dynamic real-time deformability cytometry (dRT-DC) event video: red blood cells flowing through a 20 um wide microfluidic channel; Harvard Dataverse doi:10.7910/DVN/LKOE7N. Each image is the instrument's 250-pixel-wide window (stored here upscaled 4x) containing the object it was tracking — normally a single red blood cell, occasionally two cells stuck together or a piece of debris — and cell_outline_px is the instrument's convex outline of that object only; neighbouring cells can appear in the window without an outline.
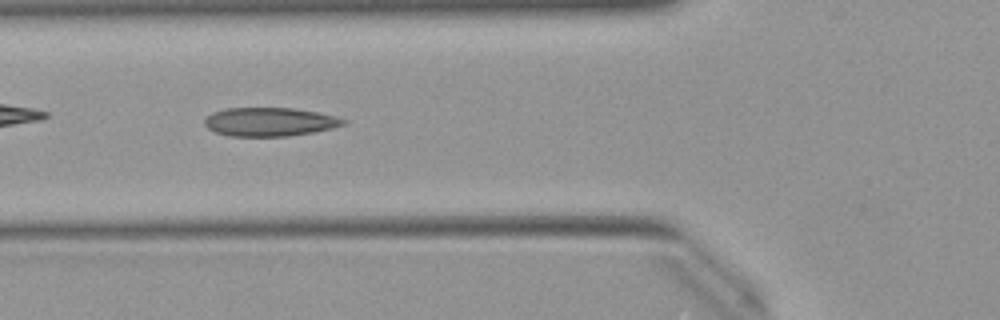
{"species": "Egyptian fruit bat (a non-hibernating species)", "species_latin": "Rousettus aegyptiacus", "temperature_condition": "warm", "stored_images_in_passage": 49, "camera_frame_rate_fps": 3000, "um_per_image_px": 0.085, "animal": {"sex": "female"}, "frame": {"image": 1, "passage_image": 17, "time_ms": 5.333, "image_size_px": [1000, 320], "cell_outline_px": [[348, 124], [332, 128], [312, 132], [288, 136], [228, 136], [216, 132], [208, 128], [204, 124], [204, 120], [212, 112], [224, 108], [292, 108], [320, 112], [336, 116], [348, 120]], "centroid_in_image_um": [22.95, 10.35], "position_along_channel_um": 102.8, "area_um2": 23.35}}
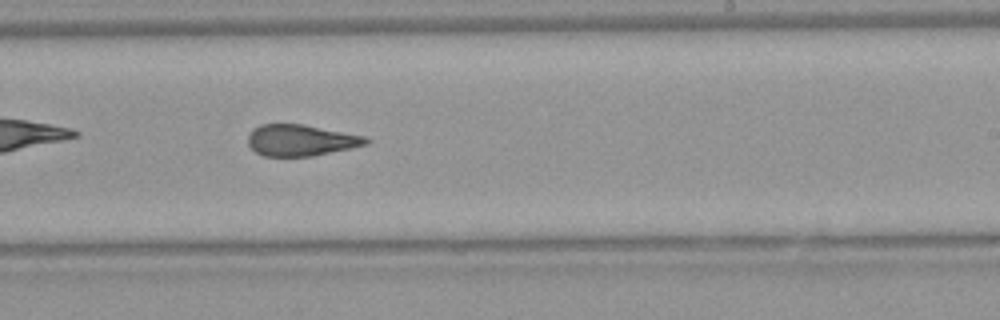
{"frame": {"image": 2, "passage_image": 29, "time_ms": 9.333, "image_size_px": [1000, 320], "cell_outline_px": [[372, 140], [368, 144], [352, 148], [312, 156], [264, 156], [256, 152], [248, 144], [248, 136], [252, 128], [260, 124], [304, 124], [364, 136]], "centroid_in_image_um": [25.57, 11.92], "position_along_channel_um": 263.4, "area_um2": 21.62}}
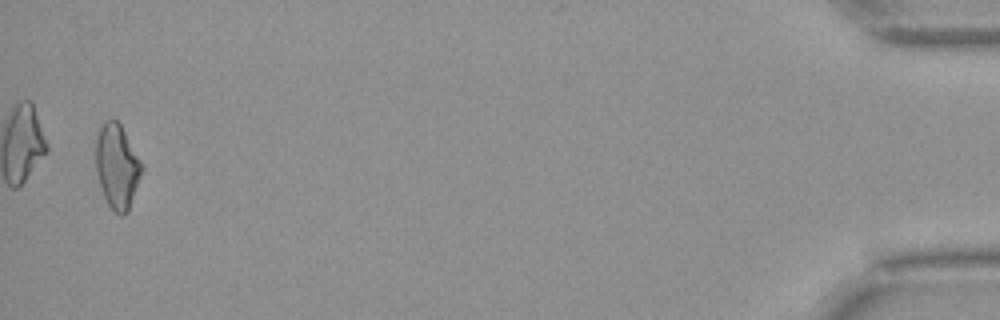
{"frame": {"image": 3, "passage_image": 48, "time_ms": 15.667, "image_size_px": [1000, 320], "cell_outline_px": [[144, 168], [128, 212], [124, 216], [120, 216], [108, 204], [100, 188], [96, 172], [96, 132], [100, 124], [104, 120], [116, 120], [120, 124], [144, 164]], "centroid_in_image_um": [9.95, 14.13], "position_along_channel_um": 425.2, "area_um2": 23.0}, "authors_computed_cell_mechanics": {"area_um2": 22.7732, "velocity_mm_per_s": 4.0277, "shape_relaxation_time_tau1_ms": null, "shape_relaxation_time_tau2_ms": 2.0716, "deformation_change_tau1": null, "deformation_change_tau2": 0.0985}}